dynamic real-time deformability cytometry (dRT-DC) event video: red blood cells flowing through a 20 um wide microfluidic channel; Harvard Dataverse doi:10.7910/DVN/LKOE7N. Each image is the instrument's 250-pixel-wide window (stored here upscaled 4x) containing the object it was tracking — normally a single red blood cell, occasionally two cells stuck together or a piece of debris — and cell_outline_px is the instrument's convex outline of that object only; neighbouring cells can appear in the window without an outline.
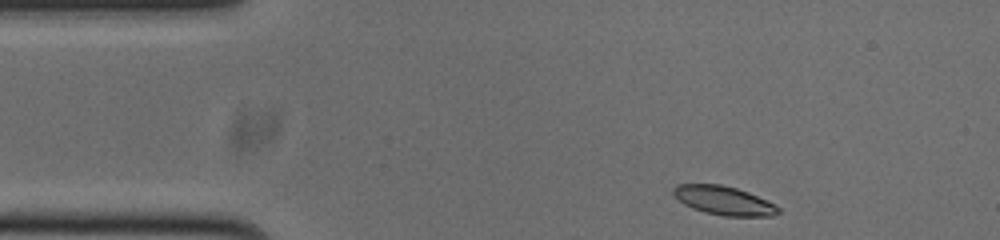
{"species": "common noctule bat (a hibernating species)", "species_latin": "Nyctalus noctula", "temperature_condition": "cold", "stored_images_in_passage": 47, "camera_frame_rate_fps": 3000, "um_per_image_px": 0.085, "animal": {"sex": "male", "body_mass_g": 20.0, "forearm_length_mm": 53.3}, "frame": {"image": 1, "passage_image": 1, "time_ms": 0.0, "image_size_px": [1000, 240], "cell_outline_px": [[780, 212], [772, 216], [724, 216], [704, 212], [692, 208], [684, 204], [672, 196], [672, 188], [676, 184], [720, 184], [736, 188], [748, 192], [776, 204], [780, 208]], "centroid_in_image_um": [61.5, 17.04], "position_along_channel_um": 23.5, "area_um2": 17.8}}
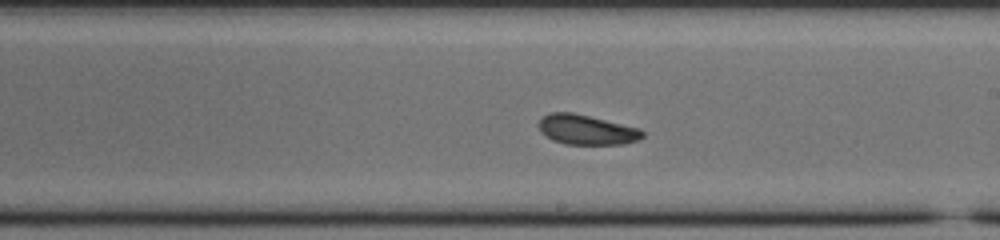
{"frame": {"image": 2, "passage_image": 23, "time_ms": 7.333, "image_size_px": [1000, 240], "cell_outline_px": [[644, 136], [640, 140], [624, 144], [564, 144], [552, 140], [544, 136], [540, 132], [536, 124], [540, 116], [548, 112], [572, 112], [640, 128], [644, 132]], "centroid_in_image_um": [49.79, 11.02], "position_along_channel_um": 239.2, "area_um2": 18.5}}
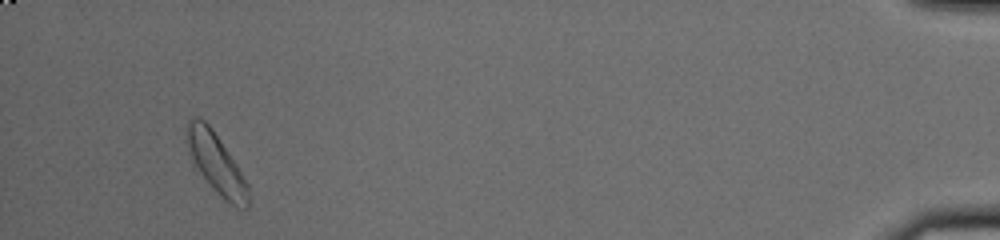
{"frame": {"image": 3, "passage_image": 44, "time_ms": 14.333, "image_size_px": [1000, 240], "cell_outline_px": [[248, 208], [236, 208], [224, 200], [212, 188], [200, 172], [188, 148], [188, 120], [192, 116], [196, 116], [204, 120], [212, 128], [236, 164], [248, 184]], "centroid_in_image_um": [18.42, 13.91], "position_along_channel_um": 416.8, "area_um2": 20.87}, "authors_computed_cell_mechanics": {"area_um2": 18.9006, "velocity_mm_per_s": 3.7277, "shape_relaxation_time_tau1_ms": 3.3488, "shape_relaxation_time_tau2_ms": 10.7344, "deformation_change_tau1": 0.0808, "deformation_change_tau2": 0.1798}}